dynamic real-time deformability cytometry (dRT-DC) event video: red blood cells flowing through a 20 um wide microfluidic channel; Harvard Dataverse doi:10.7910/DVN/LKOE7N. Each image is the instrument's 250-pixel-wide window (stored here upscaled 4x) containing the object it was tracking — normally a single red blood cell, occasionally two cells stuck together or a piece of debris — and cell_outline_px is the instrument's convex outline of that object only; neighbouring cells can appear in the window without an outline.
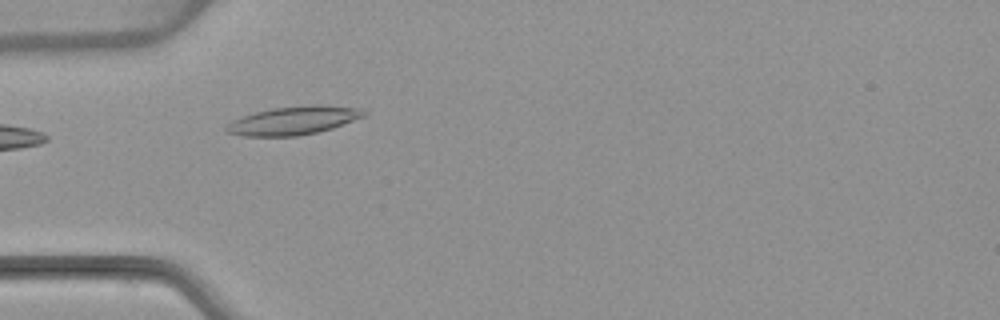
{"species": "common noctule bat (a hibernating species)", "species_latin": "Nyctalus noctula", "temperature_condition": "warm", "stored_images_in_passage": 5, "camera_frame_rate_fps": 3000, "um_per_image_px": 0.085, "animal": {"sex": "female", "body_mass_g": 22.7, "forearm_length_mm": 54.2}, "frame": {"image": 1, "passage_image": 4, "time_ms": 4.333, "image_size_px": [1000, 320], "cell_outline_px": [[368, 116], [332, 128], [316, 132], [296, 136], [244, 136], [228, 132], [224, 128], [232, 120], [256, 112], [272, 108], [312, 104], [320, 104], [364, 108], [368, 112]], "centroid_in_image_um": [25.05, 10.22], "position_along_channel_um": 60.0, "area_um2": 22.95}}
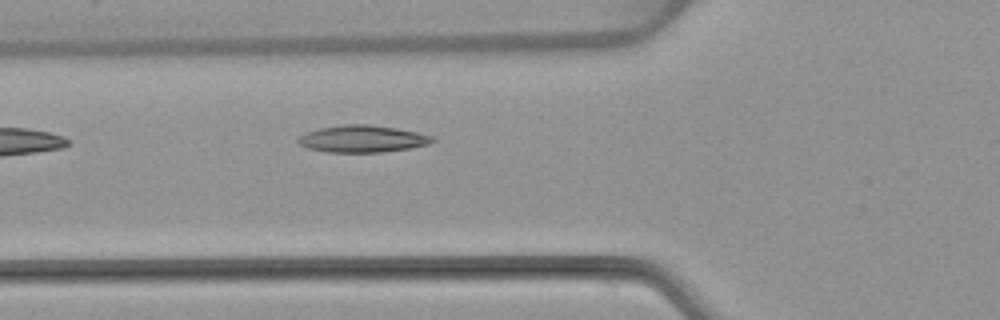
{"frame": {"image": 2, "passage_image": 5, "time_ms": 5.333, "image_size_px": [1000, 320], "cell_outline_px": [[436, 140], [428, 144], [412, 148], [380, 152], [328, 152], [308, 148], [300, 144], [296, 140], [304, 132], [320, 128], [344, 124], [368, 124], [396, 128], [416, 132], [432, 136]], "centroid_in_image_um": [30.79, 11.8], "position_along_channel_um": 95.0, "area_um2": 21.1}}